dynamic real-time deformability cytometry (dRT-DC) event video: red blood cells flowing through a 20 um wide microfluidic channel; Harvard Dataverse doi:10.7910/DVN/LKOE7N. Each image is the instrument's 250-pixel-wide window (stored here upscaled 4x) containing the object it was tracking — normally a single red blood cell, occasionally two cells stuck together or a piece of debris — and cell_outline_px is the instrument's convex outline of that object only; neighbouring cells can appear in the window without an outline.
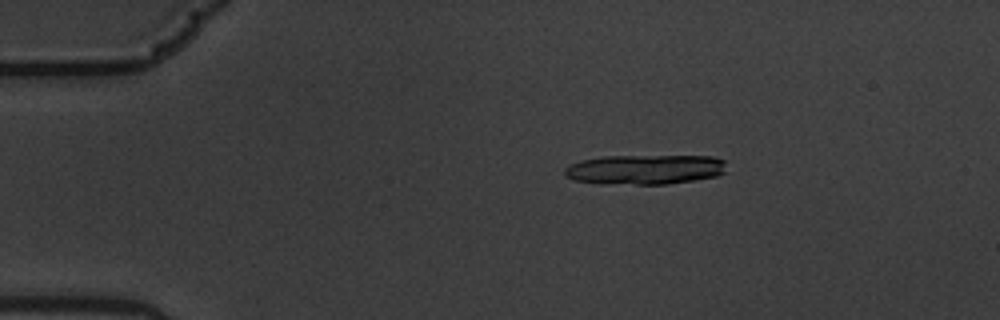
{"species": "common noctule bat (a hibernating species)", "species_latin": "Nyctalus noctula", "temperature_condition": "warm", "stored_images_in_passage": 10, "camera_frame_rate_fps": 3000, "um_per_image_px": 0.085, "animal": {"sex": "male", "body_mass_g": 19.5, "forearm_length_mm": 54.6}, "frame": {"image": 1, "passage_image": 1, "time_ms": 0.0, "image_size_px": [1000, 320], "cell_outline_px": [[724, 172], [716, 176], [692, 180], [664, 184], [600, 184], [576, 180], [564, 176], [564, 168], [568, 164], [580, 160], [604, 156], [712, 156], [724, 160]], "centroid_in_image_um": [54.75, 14.4], "position_along_channel_um": 30.3, "area_um2": 28.15}}